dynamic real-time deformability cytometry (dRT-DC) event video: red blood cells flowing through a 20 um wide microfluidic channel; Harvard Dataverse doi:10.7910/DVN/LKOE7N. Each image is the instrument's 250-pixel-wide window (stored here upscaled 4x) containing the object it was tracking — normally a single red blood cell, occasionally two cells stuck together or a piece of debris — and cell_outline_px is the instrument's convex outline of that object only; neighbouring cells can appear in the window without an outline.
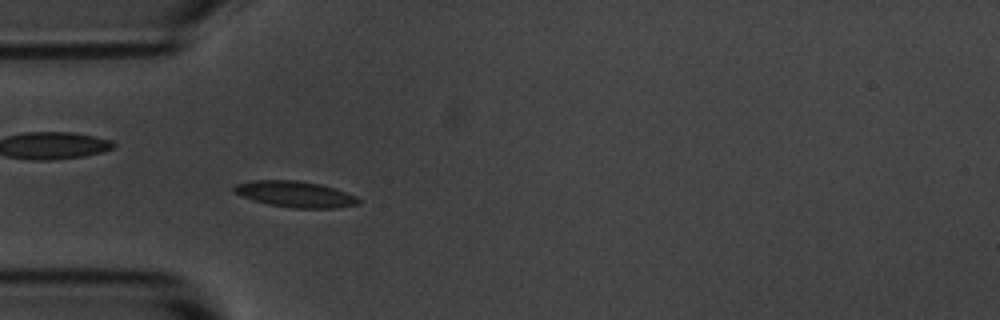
{"species": "common noctule bat (a hibernating species)", "species_latin": "Nyctalus noctula", "temperature_condition": "room temperature", "stored_images_in_passage": 2, "camera_frame_rate_fps": 3000, "um_per_image_px": 0.085, "animal": {"sex": "male", "body_mass_g": 20.1, "forearm_length_mm": 53.5}, "frame": {"image": 1, "passage_image": 1, "time_ms": 0.0, "image_size_px": [1000, 320], "cell_outline_px": [[360, 204], [336, 208], [292, 208], [268, 204], [252, 200], [240, 196], [232, 192], [232, 188], [236, 184], [252, 180], [296, 180], [320, 184], [356, 196], [360, 200]], "centroid_in_image_um": [25.04, 16.51], "position_along_channel_um": 60.0, "area_um2": 18.96}}